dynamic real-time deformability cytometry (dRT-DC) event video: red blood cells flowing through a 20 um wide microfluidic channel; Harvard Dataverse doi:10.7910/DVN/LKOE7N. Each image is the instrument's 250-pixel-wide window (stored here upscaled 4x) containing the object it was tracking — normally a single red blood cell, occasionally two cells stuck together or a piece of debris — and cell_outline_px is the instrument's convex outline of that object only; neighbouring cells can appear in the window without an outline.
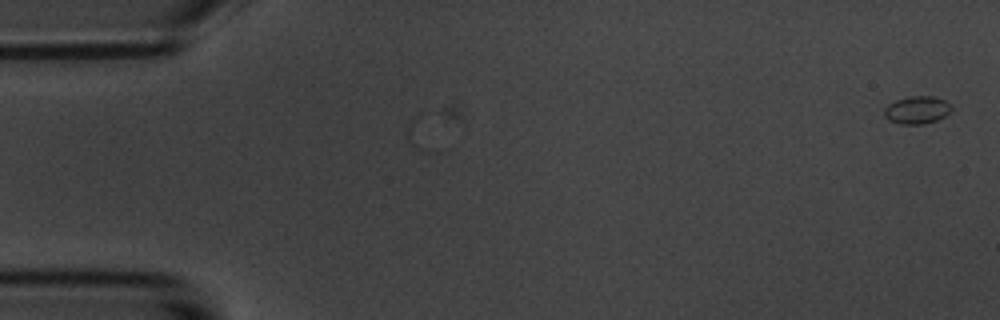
{"species": "common noctule bat (a hibernating species)", "species_latin": "Nyctalus noctula", "temperature_condition": "room temperature", "stored_images_in_passage": 3, "camera_frame_rate_fps": 3000, "um_per_image_px": 0.085, "animal": {"sex": "male", "body_mass_g": 20.1, "forearm_length_mm": 53.5}, "frame": {"image": 1, "passage_image": 3, "time_ms": 0.667, "image_size_px": [1000, 320], "cell_outline_px": [[952, 108], [944, 116], [936, 120], [924, 124], [900, 124], [888, 120], [884, 116], [884, 108], [888, 104], [896, 100], [908, 96], [932, 96], [944, 100]], "centroid_in_image_um": [77.89, 9.35], "position_along_channel_um": 7.1, "area_um2": 10.75}}